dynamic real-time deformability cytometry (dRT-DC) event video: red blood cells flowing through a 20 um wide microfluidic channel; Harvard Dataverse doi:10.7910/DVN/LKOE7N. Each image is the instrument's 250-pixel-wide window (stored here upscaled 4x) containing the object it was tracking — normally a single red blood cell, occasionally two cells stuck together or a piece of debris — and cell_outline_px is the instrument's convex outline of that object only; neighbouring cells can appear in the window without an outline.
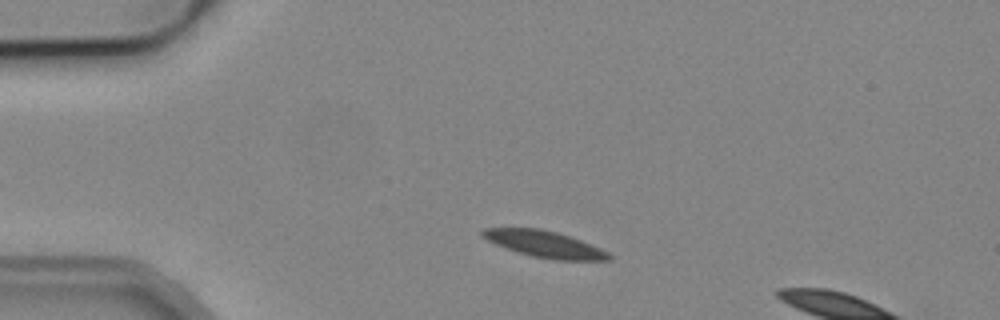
{"species": "common noctule bat (a hibernating species)", "species_latin": "Nyctalus noctula", "temperature_condition": "cold", "stored_images_in_passage": 9, "camera_frame_rate_fps": 3000, "um_per_image_px": 0.085, "animal": {"sex": "male", "body_mass_g": 19.2, "forearm_length_mm": 51.8}, "frame": {"image": 1, "passage_image": 6, "time_ms": 1.667, "image_size_px": [1000, 320], "cell_outline_px": [[612, 260], [556, 260], [532, 256], [496, 244], [480, 236], [480, 232], [484, 228], [540, 228], [556, 232], [580, 240], [600, 248], [608, 252], [612, 256]], "centroid_in_image_um": [46.29, 20.75], "position_along_channel_um": 38.7, "area_um2": 19.25}}